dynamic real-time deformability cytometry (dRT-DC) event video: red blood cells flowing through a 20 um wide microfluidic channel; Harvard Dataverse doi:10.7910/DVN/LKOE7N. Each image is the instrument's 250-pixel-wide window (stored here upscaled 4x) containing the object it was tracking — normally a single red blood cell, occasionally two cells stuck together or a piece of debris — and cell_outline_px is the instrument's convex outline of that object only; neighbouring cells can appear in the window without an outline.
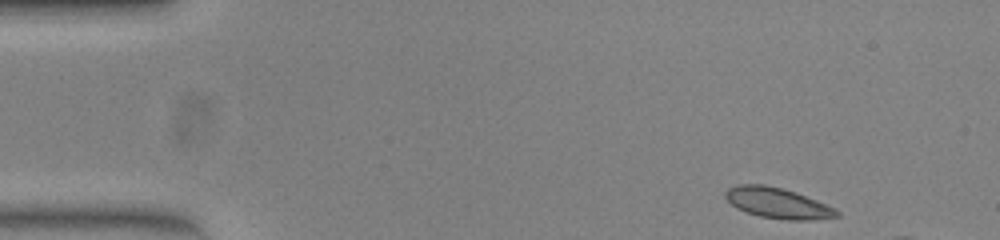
{"species": "common noctule bat (a hibernating species)", "species_latin": "Nyctalus noctula", "temperature_condition": "warm", "stored_images_in_passage": 12, "camera_frame_rate_fps": 3000, "um_per_image_px": 0.085, "animal": {"sex": "female", "body_mass_g": 23.0, "forearm_length_mm": 53.4}, "frame": {"image": 1, "passage_image": 1, "time_ms": 0.0, "image_size_px": [1000, 240], "cell_outline_px": [[840, 216], [804, 220], [788, 220], [760, 216], [736, 208], [724, 196], [724, 192], [728, 188], [740, 184], [764, 184], [780, 188], [804, 196], [824, 204], [840, 212]], "centroid_in_image_um": [66.03, 17.26], "position_along_channel_um": 19.0, "area_um2": 19.25}}
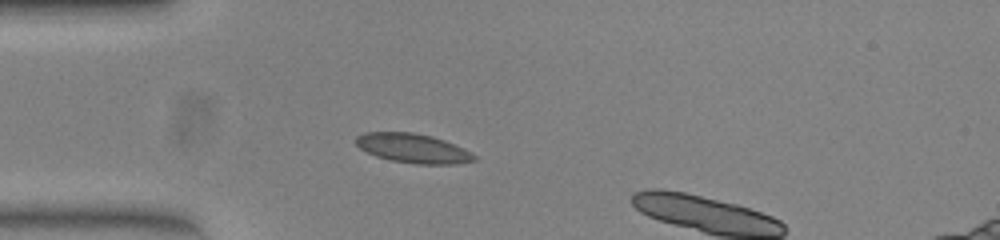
{"frame": {"image": 2, "passage_image": 10, "time_ms": 3.0, "image_size_px": [1000, 240], "cell_outline_px": [[476, 160], [452, 164], [416, 164], [392, 160], [376, 156], [360, 148], [356, 144], [356, 136], [364, 132], [412, 132], [432, 136], [444, 140], [476, 156]], "centroid_in_image_um": [35.05, 12.59], "position_along_channel_um": 49.9, "area_um2": 19.83}}